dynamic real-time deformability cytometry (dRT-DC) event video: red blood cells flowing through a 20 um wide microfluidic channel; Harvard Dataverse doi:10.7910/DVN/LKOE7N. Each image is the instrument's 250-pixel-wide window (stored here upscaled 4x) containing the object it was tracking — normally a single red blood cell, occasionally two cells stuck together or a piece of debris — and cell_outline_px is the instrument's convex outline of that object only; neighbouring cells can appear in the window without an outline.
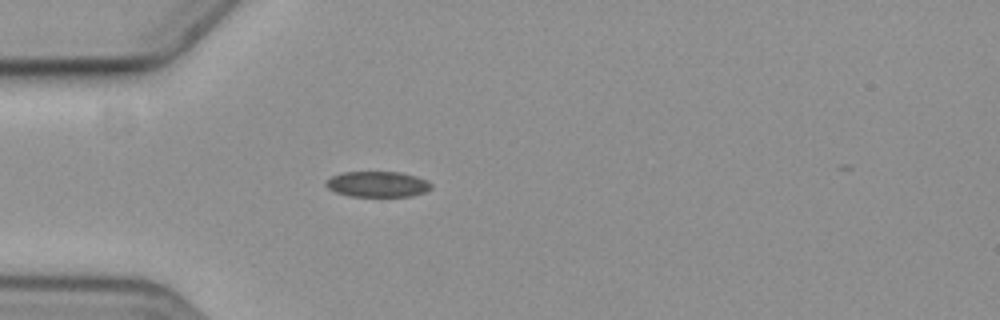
{"species": "common noctule bat (a hibernating species)", "species_latin": "Nyctalus noctula", "temperature_condition": "cold", "stored_images_in_passage": 1, "camera_frame_rate_fps": 3000, "um_per_image_px": 0.085, "animal": {"sex": "female", "body_mass_g": 19.3, "forearm_length_mm": 54.1}, "frame": {"image": 1, "passage_image": 1, "time_ms": 0.0, "image_size_px": [1000, 320], "cell_outline_px": [[432, 188], [424, 192], [412, 196], [348, 196], [336, 192], [328, 188], [324, 184], [324, 180], [332, 176], [344, 172], [400, 172], [416, 176], [428, 180], [432, 184]], "centroid_in_image_um": [32.09, 15.65], "position_along_channel_um": 52.9, "area_um2": 15.84}}